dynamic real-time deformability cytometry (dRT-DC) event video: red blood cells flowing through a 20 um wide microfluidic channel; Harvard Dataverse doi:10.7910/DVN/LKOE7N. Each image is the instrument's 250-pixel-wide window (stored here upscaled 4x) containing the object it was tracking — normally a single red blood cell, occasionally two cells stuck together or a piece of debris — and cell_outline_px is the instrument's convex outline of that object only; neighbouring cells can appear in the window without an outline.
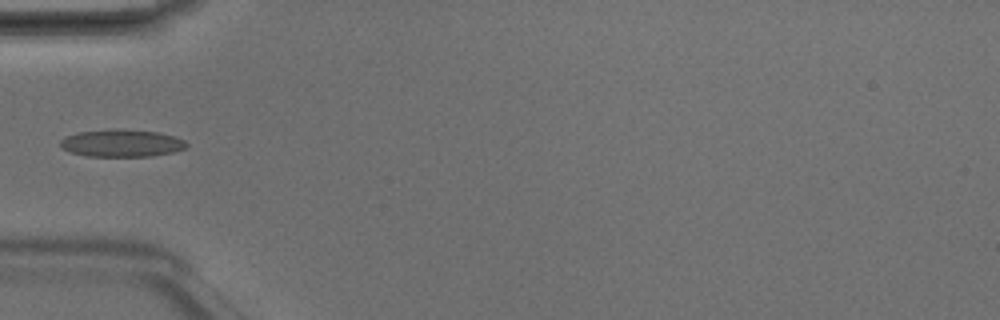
{"species": "Egyptian fruit bat (a non-hibernating species)", "species_latin": "Rousettus aegyptiacus", "temperature_condition": "room temperature", "stored_images_in_passage": 4, "camera_frame_rate_fps": 3000, "um_per_image_px": 0.085, "animal": {"sex": "male"}, "frame": {"image": 1, "passage_image": 3, "time_ms": 0.667, "image_size_px": [1000, 320], "cell_outline_px": [[188, 148], [172, 152], [152, 156], [88, 156], [68, 152], [60, 148], [60, 140], [64, 136], [80, 132], [116, 128], [156, 132], [172, 136], [184, 140], [188, 144]], "centroid_in_image_um": [10.3, 12.17], "position_along_channel_um": 74.7, "area_um2": 20.23}}